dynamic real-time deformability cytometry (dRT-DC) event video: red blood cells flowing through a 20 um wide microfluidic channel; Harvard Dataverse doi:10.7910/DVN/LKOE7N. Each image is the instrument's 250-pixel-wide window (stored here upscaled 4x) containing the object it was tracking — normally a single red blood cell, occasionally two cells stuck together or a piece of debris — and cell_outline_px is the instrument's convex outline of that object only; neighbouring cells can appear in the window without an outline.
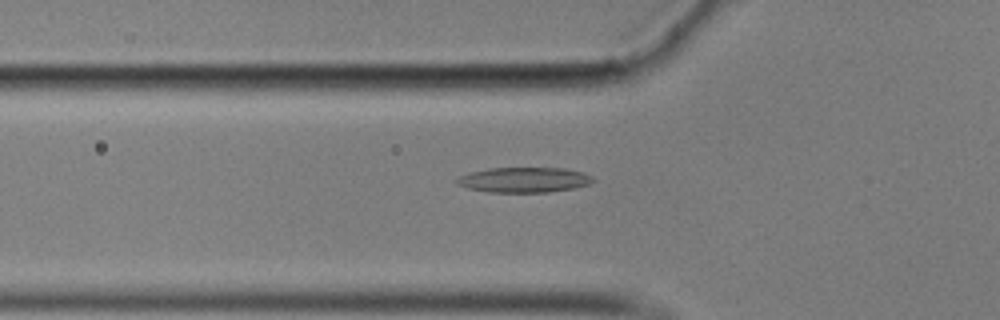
{"species": "common noctule bat (a hibernating species)", "species_latin": "Nyctalus noctula", "temperature_condition": "cold", "stored_images_in_passage": 55, "camera_frame_rate_fps": 3000, "um_per_image_px": 0.085, "animal": {"sex": "male", "body_mass_g": 17.9}, "frame": {"image": 1, "passage_image": 17, "time_ms": 5.333, "image_size_px": [1000, 320], "cell_outline_px": [[596, 180], [588, 184], [572, 188], [548, 192], [488, 192], [468, 188], [456, 184], [456, 180], [460, 176], [472, 172], [488, 168], [564, 168], [584, 172], [592, 176]], "centroid_in_image_um": [44.56, 15.28], "position_along_channel_um": 81.2, "area_um2": 19.88}}
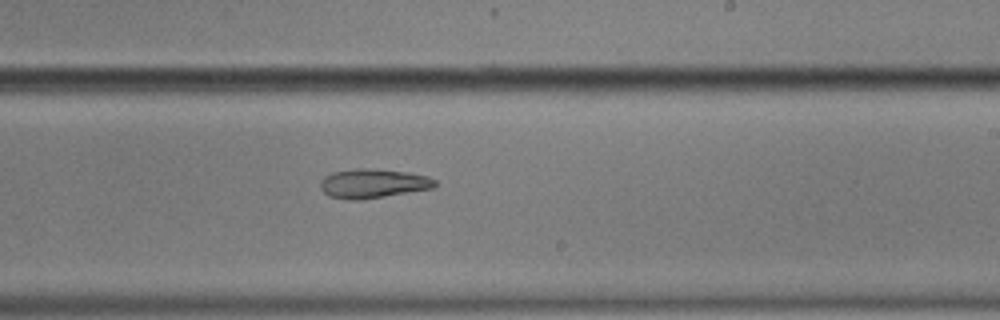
{"frame": {"image": 2, "passage_image": 32, "time_ms": 10.333, "image_size_px": [1000, 320], "cell_outline_px": [[436, 184], [432, 188], [360, 200], [348, 200], [328, 196], [320, 188], [320, 180], [324, 176], [332, 172], [360, 168], [364, 168], [408, 172], [428, 176], [436, 180]], "centroid_in_image_um": [31.66, 15.59], "position_along_channel_um": 257.3, "area_um2": 19.42}}
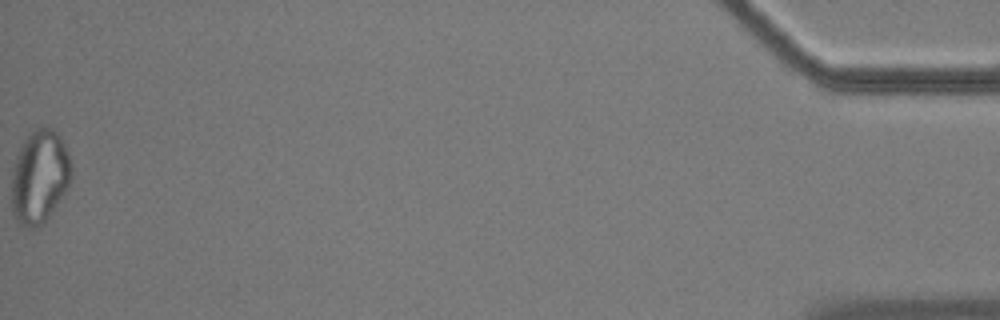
{"frame": {"image": 3, "passage_image": 55, "time_ms": 18.0, "image_size_px": [1000, 320], "cell_outline_px": [[72, 176], [68, 188], [48, 216], [36, 228], [28, 228], [20, 224], [16, 220], [12, 212], [12, 168], [16, 156], [24, 140], [36, 128], [48, 124], [60, 136], [68, 152], [72, 164]], "centroid_in_image_um": [3.37, 14.99], "position_along_channel_um": 431.8, "area_um2": 32.66}, "authors_computed_cell_mechanics": {"area_um2": 19.8832, "velocity_mm_per_s": 3.5181, "shape_relaxation_time_tau1_ms": null, "shape_relaxation_time_tau2_ms": 4.7015, "deformation_change_tau1": null, "deformation_change_tau2": 0.131}}